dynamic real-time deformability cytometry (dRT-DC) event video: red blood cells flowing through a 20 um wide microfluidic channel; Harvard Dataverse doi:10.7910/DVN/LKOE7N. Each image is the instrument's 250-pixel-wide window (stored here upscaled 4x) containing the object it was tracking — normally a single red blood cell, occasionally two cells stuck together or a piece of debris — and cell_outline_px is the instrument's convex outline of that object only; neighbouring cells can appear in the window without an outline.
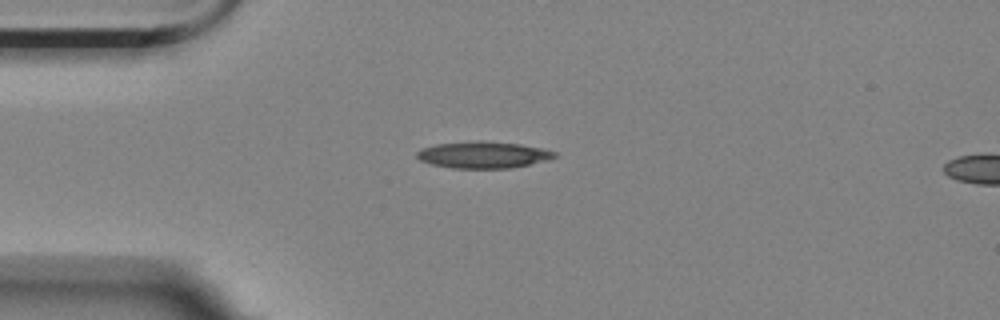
{"species": "Egyptian fruit bat (a non-hibernating species)", "species_latin": "Rousettus aegyptiacus", "temperature_condition": "room temperature", "stored_images_in_passage": 4, "camera_frame_rate_fps": 3000, "um_per_image_px": 0.085, "animal": {"sex": "female"}, "frame": {"image": 1, "passage_image": 1, "time_ms": 0.0, "image_size_px": [1000, 320], "cell_outline_px": [[556, 156], [548, 160], [512, 168], [452, 168], [432, 164], [420, 160], [416, 156], [416, 152], [420, 148], [436, 144], [480, 140], [484, 140], [520, 144], [540, 148], [556, 152]], "centroid_in_image_um": [41.05, 13.15], "position_along_channel_um": 43.9, "area_um2": 21.44}}